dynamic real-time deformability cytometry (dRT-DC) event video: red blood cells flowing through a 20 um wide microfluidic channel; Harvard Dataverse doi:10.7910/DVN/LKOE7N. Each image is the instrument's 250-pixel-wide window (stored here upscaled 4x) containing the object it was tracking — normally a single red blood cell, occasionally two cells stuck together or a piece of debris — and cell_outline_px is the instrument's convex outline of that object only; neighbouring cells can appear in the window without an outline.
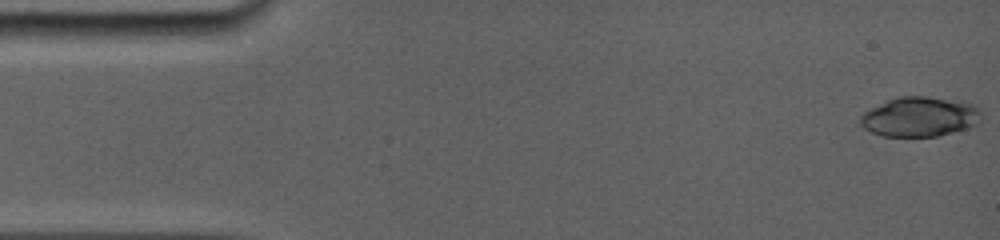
{"species": "common noctule bat (a hibernating species)", "species_latin": "Nyctalus noctula", "temperature_condition": "room temperature", "stored_images_in_passage": 8, "camera_frame_rate_fps": 5000, "um_per_image_px": 0.085, "animal": {"sex": "female", "body_mass_g": 19.0, "forearm_length_mm": 56.7}, "frame": {"image": 1, "passage_image": 1, "time_ms": 0.0, "image_size_px": [1000, 240], "cell_outline_px": [[980, 124], [936, 136], [880, 136], [864, 128], [860, 124], [860, 116], [864, 112], [888, 100], [900, 96], [928, 96], [960, 100], [972, 104], [980, 108]], "centroid_in_image_um": [78.2, 9.91], "position_along_channel_um": 6.8, "area_um2": 28.03}}
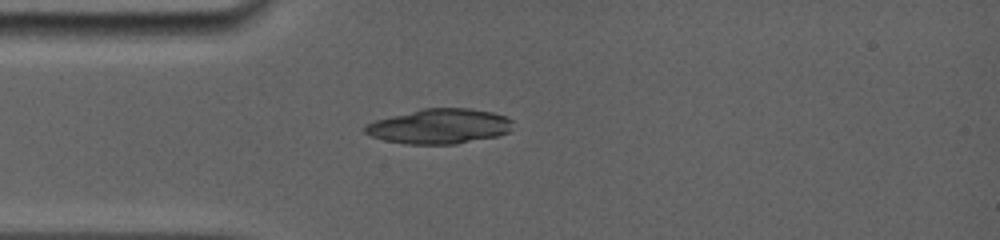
{"frame": {"image": 2, "passage_image": 8, "time_ms": 4.0, "image_size_px": [1000, 240], "cell_outline_px": [[512, 120], [508, 132], [496, 136], [456, 144], [404, 144], [384, 140], [372, 136], [364, 132], [364, 124], [372, 120], [420, 108], [468, 108], [492, 112], [504, 116]], "centroid_in_image_um": [37.27, 10.73], "position_along_channel_um": 47.7, "area_um2": 30.23}}